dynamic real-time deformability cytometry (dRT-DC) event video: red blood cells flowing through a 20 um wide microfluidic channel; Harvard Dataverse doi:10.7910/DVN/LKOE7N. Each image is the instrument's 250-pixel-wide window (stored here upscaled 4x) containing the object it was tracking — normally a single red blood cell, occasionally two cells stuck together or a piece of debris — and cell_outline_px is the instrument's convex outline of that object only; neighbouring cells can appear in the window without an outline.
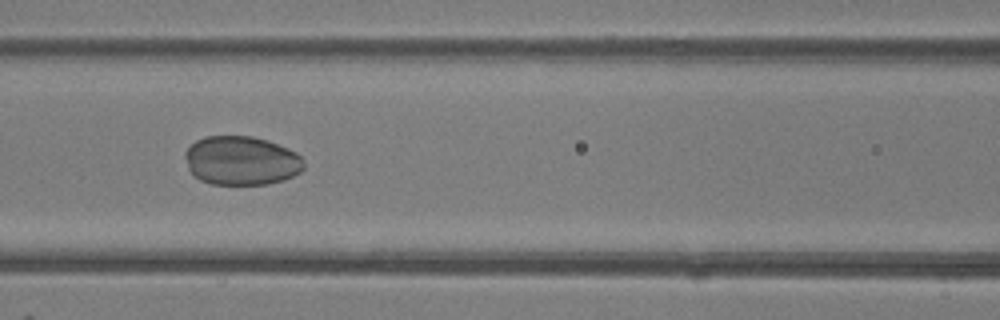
{"species": "common noctule bat (a hibernating species)", "species_latin": "Nyctalus noctula", "temperature_condition": "room temperature", "stored_images_in_passage": 40, "camera_frame_rate_fps": 3000, "um_per_image_px": 0.085, "animal": {"sex": "female"}, "frame": {"image": 1, "passage_image": 21, "time_ms": 6.667, "image_size_px": [1000, 320], "cell_outline_px": [[304, 168], [300, 172], [284, 180], [268, 184], [212, 184], [200, 180], [192, 176], [188, 168], [184, 156], [184, 152], [196, 140], [204, 136], [252, 136], [268, 140], [288, 148], [296, 152], [300, 156], [304, 164]], "centroid_in_image_um": [20.5, 13.65], "position_along_channel_um": 146.1, "area_um2": 34.16}}
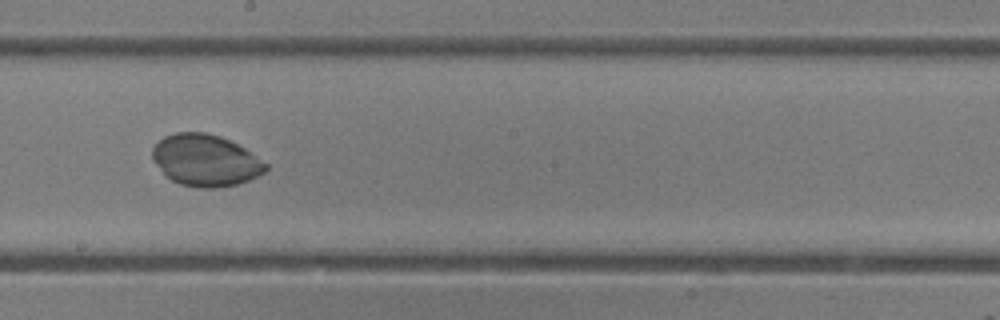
{"frame": {"image": 2, "passage_image": 27, "time_ms": 8.667, "image_size_px": [1000, 320], "cell_outline_px": [[268, 168], [264, 172], [248, 180], [236, 184], [216, 188], [200, 188], [180, 184], [172, 180], [152, 160], [152, 148], [164, 136], [176, 132], [204, 132], [220, 136], [244, 148], [268, 164]], "centroid_in_image_um": [17.46, 13.62], "position_along_channel_um": 230.7, "area_um2": 33.81}}
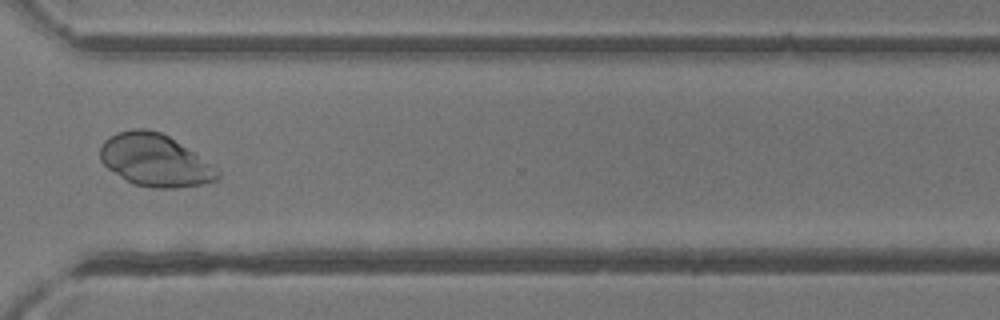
{"frame": {"image": 3, "passage_image": 36, "time_ms": 11.667, "image_size_px": [1000, 320], "cell_outline_px": [[220, 176], [216, 180], [200, 184], [180, 188], [152, 188], [132, 184], [108, 168], [100, 160], [100, 148], [104, 140], [108, 136], [116, 132], [132, 128], [144, 128], [160, 132], [168, 136], [220, 168]], "centroid_in_image_um": [13.18, 13.62], "position_along_channel_um": 357.4, "area_um2": 36.07}}